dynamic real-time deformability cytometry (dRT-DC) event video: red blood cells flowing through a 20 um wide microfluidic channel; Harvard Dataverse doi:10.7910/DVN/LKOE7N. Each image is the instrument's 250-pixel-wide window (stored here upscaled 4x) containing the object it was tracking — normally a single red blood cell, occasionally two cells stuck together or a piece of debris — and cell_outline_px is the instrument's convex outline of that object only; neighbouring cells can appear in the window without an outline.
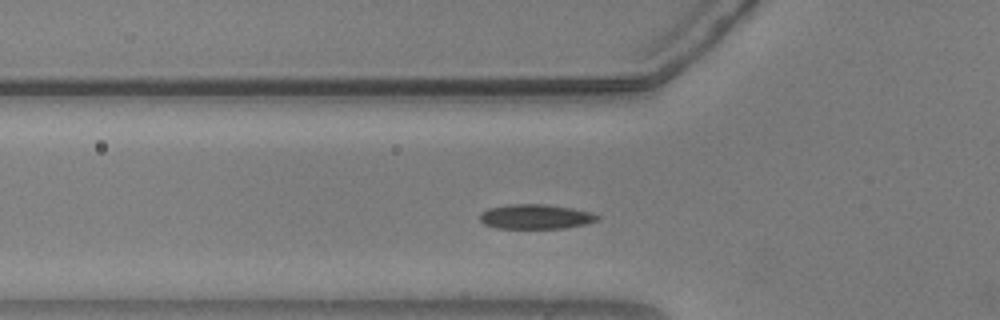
{"species": "common noctule bat (a hibernating species)", "species_latin": "Nyctalus noctula", "temperature_condition": "warm", "stored_images_in_passage": 26, "camera_frame_rate_fps": 3000, "um_per_image_px": 0.085, "animal": {"sex": "male", "body_mass_g": 20.5, "forearm_length_mm": 52.5}, "frame": {"image": 1, "passage_image": 2, "time_ms": 0.333, "image_size_px": [1000, 320], "cell_outline_px": [[600, 220], [588, 224], [564, 228], [496, 228], [484, 224], [480, 220], [480, 212], [488, 208], [508, 204], [544, 204], [572, 208], [592, 212], [600, 216]], "centroid_in_image_um": [45.55, 18.41], "position_along_channel_um": 80.2, "area_um2": 17.11}}
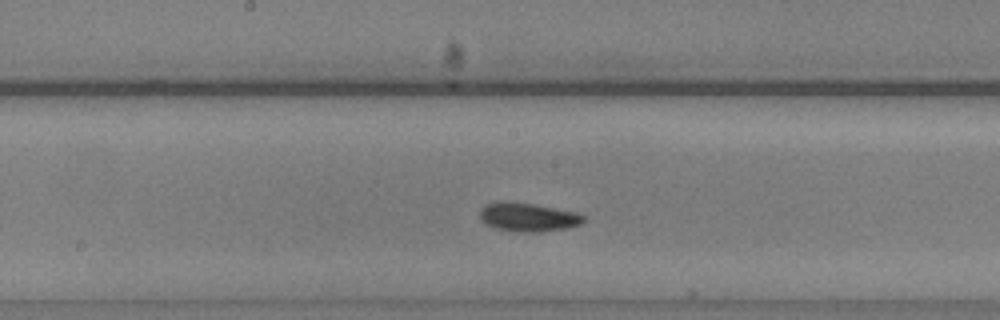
{"frame": {"image": 2, "passage_image": 12, "time_ms": 3.667, "image_size_px": [1000, 320], "cell_outline_px": [[584, 220], [580, 224], [568, 228], [540, 232], [516, 232], [496, 228], [488, 224], [480, 216], [480, 208], [484, 204], [496, 200], [504, 200], [532, 204], [576, 212], [584, 216]], "centroid_in_image_um": [44.85, 18.44], "position_along_channel_um": 203.3, "area_um2": 17.4}}
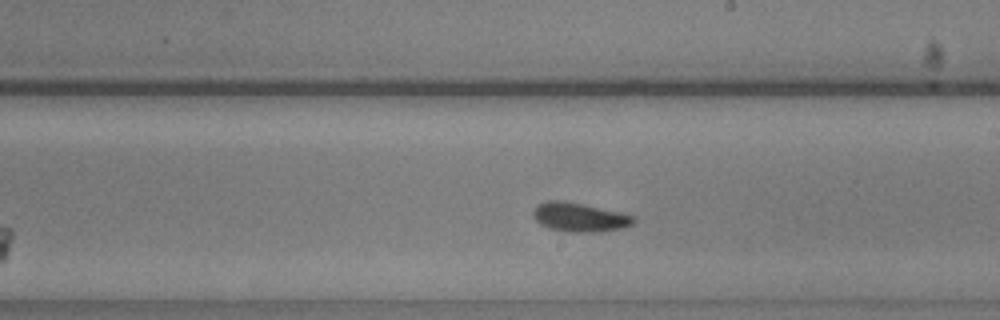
{"frame": {"image": 3, "passage_image": 15, "time_ms": 4.667, "image_size_px": [1000, 320], "cell_outline_px": [[636, 220], [632, 224], [624, 228], [600, 232], [568, 232], [548, 228], [540, 224], [532, 216], [532, 208], [536, 204], [548, 200], [560, 200], [620, 212], [636, 216]], "centroid_in_image_um": [49.23, 18.47], "position_along_channel_um": 239.8, "area_um2": 17.17}}